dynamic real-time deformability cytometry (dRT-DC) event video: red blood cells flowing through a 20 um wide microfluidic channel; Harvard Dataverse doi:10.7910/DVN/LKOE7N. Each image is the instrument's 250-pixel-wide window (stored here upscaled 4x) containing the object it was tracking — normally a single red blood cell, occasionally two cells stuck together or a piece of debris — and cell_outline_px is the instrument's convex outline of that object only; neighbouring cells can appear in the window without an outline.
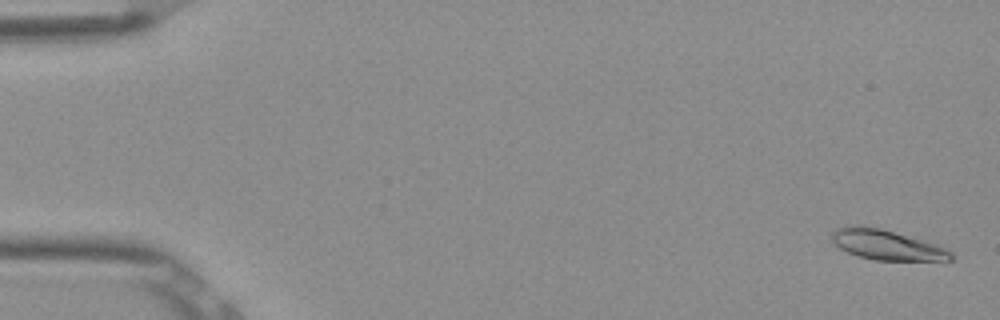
{"species": "Egyptian fruit bat (a non-hibernating species)", "species_latin": "Rousettus aegyptiacus", "temperature_condition": "room temperature", "stored_images_in_passage": 53, "camera_frame_rate_fps": 3000, "um_per_image_px": 0.085, "frame": {"image": 1, "passage_image": 2, "time_ms": 0.333, "image_size_px": [1000, 320], "cell_outline_px": [[956, 256], [952, 260], [876, 260], [860, 256], [848, 252], [840, 248], [832, 240], [832, 232], [836, 228], [880, 228], [936, 244], [952, 252]], "centroid_in_image_um": [75.45, 20.85], "position_along_channel_um": 9.5, "area_um2": 20.0}}
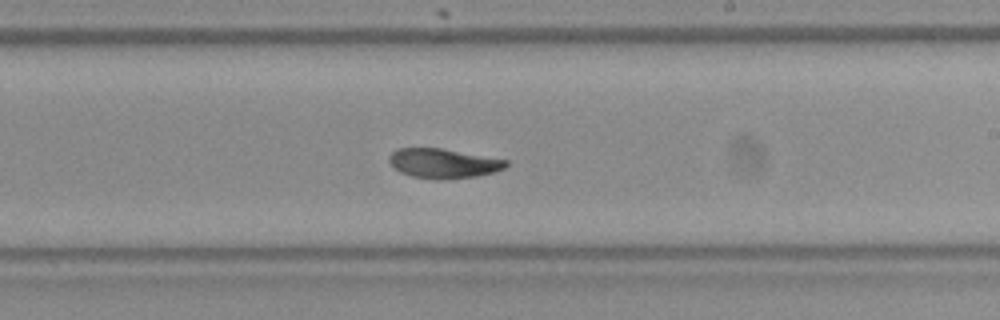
{"frame": {"image": 2, "passage_image": 32, "time_ms": 10.333, "image_size_px": [1000, 320], "cell_outline_px": [[508, 164], [504, 168], [492, 172], [476, 176], [444, 180], [436, 180], [412, 176], [400, 172], [388, 160], [388, 156], [396, 148], [440, 148], [508, 160]], "centroid_in_image_um": [37.66, 13.89], "position_along_channel_um": 251.3, "area_um2": 20.06}}
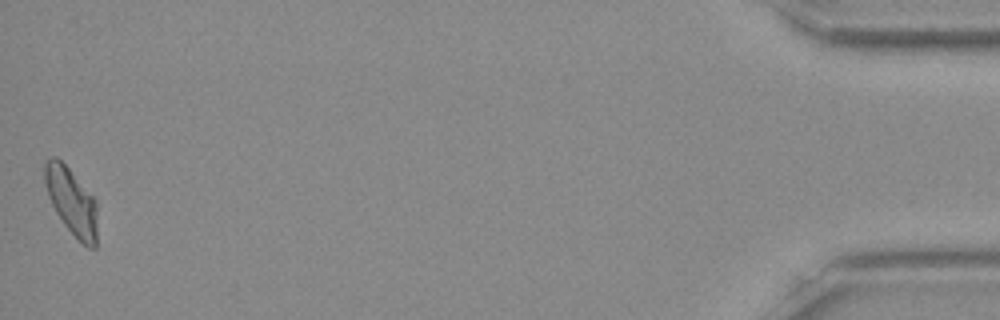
{"frame": {"image": 3, "passage_image": 53, "time_ms": 17.333, "image_size_px": [1000, 320], "cell_outline_px": [[96, 248], [88, 248], [64, 224], [56, 212], [48, 196], [44, 184], [44, 160], [52, 156], [56, 156], [68, 168], [96, 200]], "centroid_in_image_um": [6.05, 17.08], "position_along_channel_um": 429.2, "area_um2": 20.23}, "authors_computed_cell_mechanics": {"area_um2": 20.7502, "velocity_mm_per_s": 3.8602, "shape_relaxation_time_tau1_ms": 7.4106, "shape_relaxation_time_tau2_ms": 3.0995, "deformation_change_tau1": 0.1716, "deformation_change_tau2": 0.0686}}